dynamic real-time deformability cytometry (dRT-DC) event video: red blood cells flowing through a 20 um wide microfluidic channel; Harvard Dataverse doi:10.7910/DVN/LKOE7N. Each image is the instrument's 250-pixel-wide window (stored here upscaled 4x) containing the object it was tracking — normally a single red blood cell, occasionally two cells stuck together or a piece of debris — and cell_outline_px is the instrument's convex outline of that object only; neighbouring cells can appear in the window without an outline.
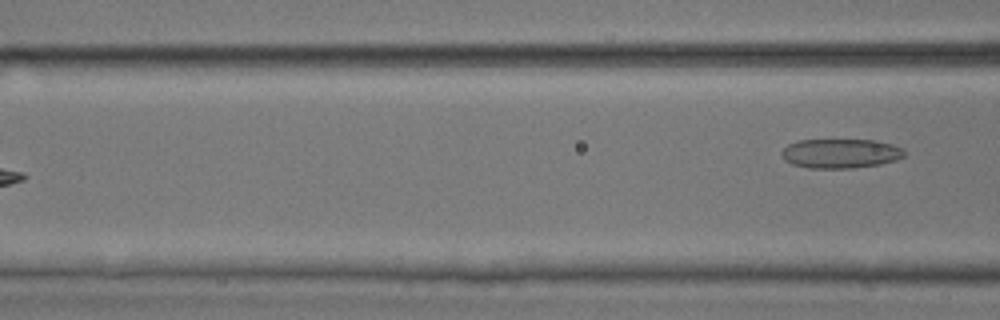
{"species": "common noctule bat (a hibernating species)", "species_latin": "Nyctalus noctula", "temperature_condition": "room temperature", "stored_images_in_passage": 7, "camera_frame_rate_fps": 3000, "um_per_image_px": 0.085, "animal": {"sex": "male", "body_mass_g": 17.9, "forearm_length_mm": 54.2}, "frame": {"image": 1, "passage_image": 7, "time_ms": 2.0, "image_size_px": [1000, 320], "cell_outline_px": [[904, 156], [896, 160], [880, 164], [852, 168], [808, 168], [792, 164], [784, 160], [780, 152], [788, 144], [800, 140], [876, 140], [892, 144], [900, 148], [904, 152]], "centroid_in_image_um": [71.41, 13.04], "position_along_channel_um": 95.2, "area_um2": 20.98}}